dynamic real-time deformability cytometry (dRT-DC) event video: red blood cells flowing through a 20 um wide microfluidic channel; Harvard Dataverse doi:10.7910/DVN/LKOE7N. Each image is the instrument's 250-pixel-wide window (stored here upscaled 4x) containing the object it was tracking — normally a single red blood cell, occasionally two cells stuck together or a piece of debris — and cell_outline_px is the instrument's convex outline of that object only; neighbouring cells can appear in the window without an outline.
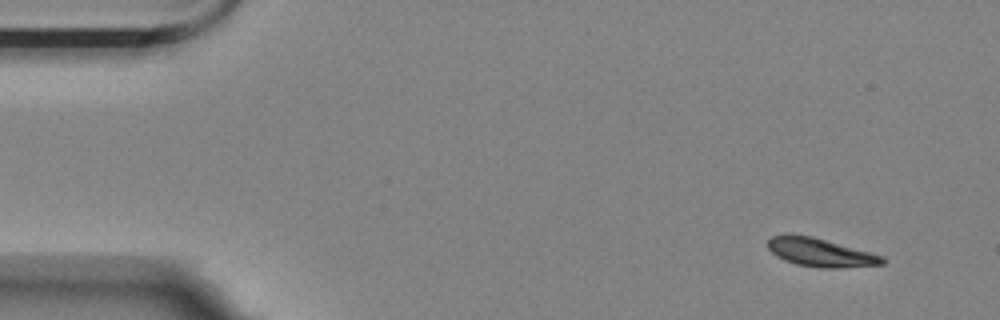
{"species": "Egyptian fruit bat (a non-hibernating species)", "species_latin": "Rousettus aegyptiacus", "temperature_condition": "room temperature", "stored_images_in_passage": 5, "camera_frame_rate_fps": 3000, "um_per_image_px": 0.085, "animal": {"sex": "female"}, "frame": {"image": 1, "passage_image": 1, "time_ms": 0.0, "image_size_px": [1000, 320], "cell_outline_px": [[888, 260], [884, 264], [840, 268], [816, 268], [796, 264], [784, 260], [776, 256], [768, 248], [768, 240], [772, 236], [784, 232], [788, 232], [812, 236], [884, 256]], "centroid_in_image_um": [69.71, 21.44], "position_along_channel_um": 15.3, "area_um2": 19.36}}